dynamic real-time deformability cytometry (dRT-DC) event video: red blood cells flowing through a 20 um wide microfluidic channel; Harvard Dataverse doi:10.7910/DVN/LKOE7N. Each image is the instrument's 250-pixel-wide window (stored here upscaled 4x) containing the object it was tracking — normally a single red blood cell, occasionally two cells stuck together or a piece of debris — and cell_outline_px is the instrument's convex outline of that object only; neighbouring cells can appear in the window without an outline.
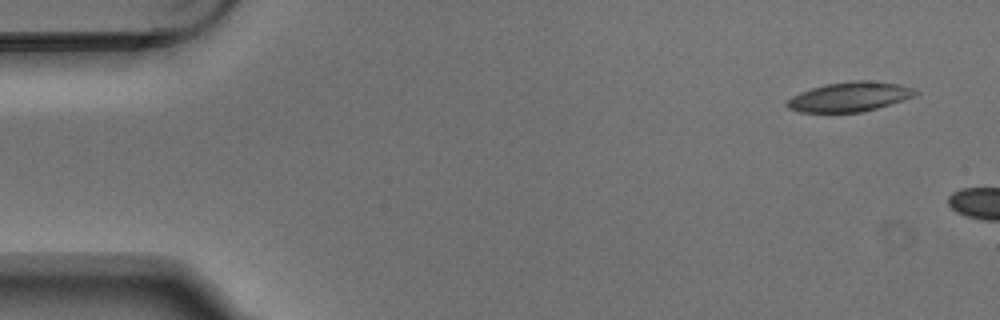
{"species": "Egyptian fruit bat (a non-hibernating species)", "species_latin": "Rousettus aegyptiacus", "temperature_condition": "warm", "stored_images_in_passage": 3, "camera_frame_rate_fps": 3000, "um_per_image_px": 0.085, "animal": {"sex": "male"}, "frame": {"image": 1, "passage_image": 1, "time_ms": 0.0, "image_size_px": [1000, 320], "cell_outline_px": [[920, 92], [904, 100], [876, 108], [860, 112], [800, 112], [788, 108], [784, 104], [792, 96], [800, 92], [812, 88], [828, 84], [852, 80], [864, 80], [900, 84], [912, 88]], "centroid_in_image_um": [72.2, 8.22], "position_along_channel_um": 12.8, "area_um2": 21.91}}